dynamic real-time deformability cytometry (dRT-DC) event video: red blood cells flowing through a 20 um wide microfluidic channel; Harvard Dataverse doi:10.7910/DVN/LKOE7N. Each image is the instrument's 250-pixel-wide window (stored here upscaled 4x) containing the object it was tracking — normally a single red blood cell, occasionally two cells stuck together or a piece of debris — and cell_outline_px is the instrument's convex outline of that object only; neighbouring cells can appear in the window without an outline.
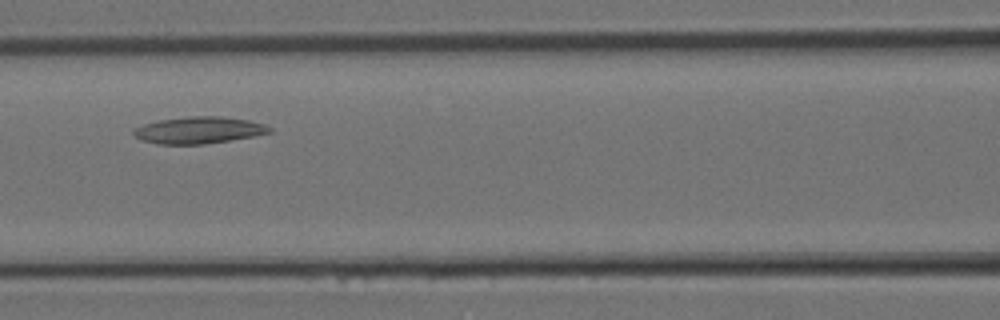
{"species": "Egyptian fruit bat (a non-hibernating species)", "species_latin": "Rousettus aegyptiacus", "temperature_condition": "room temperature", "stored_images_in_passage": 9, "camera_frame_rate_fps": 3000, "um_per_image_px": 0.085, "animal": {"sex": "female"}, "frame": {"image": 1, "passage_image": 6, "time_ms": 1.667, "image_size_px": [1000, 320], "cell_outline_px": [[272, 132], [252, 136], [204, 144], [160, 144], [140, 140], [132, 132], [136, 128], [144, 124], [160, 120], [188, 116], [220, 116], [248, 120], [264, 124], [272, 128]], "centroid_in_image_um": [16.9, 11.06], "position_along_channel_um": 149.7, "area_um2": 20.98}}
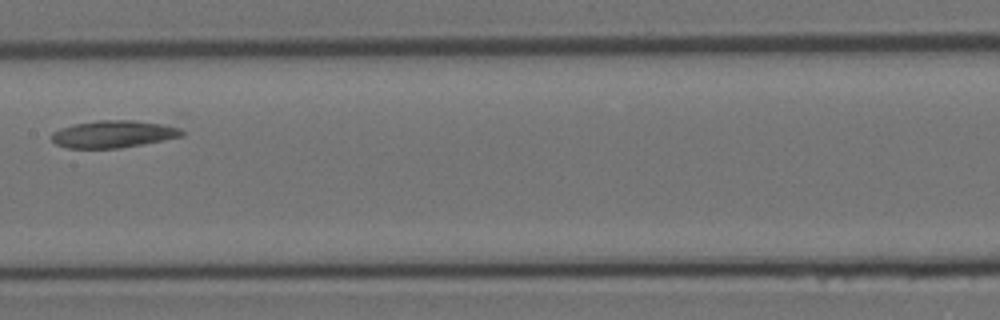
{"frame": {"image": 2, "passage_image": 8, "time_ms": 2.333, "image_size_px": [1000, 320], "cell_outline_px": [[184, 136], [164, 140], [120, 148], [68, 148], [56, 144], [52, 140], [52, 132], [60, 128], [76, 124], [96, 120], [136, 120], [164, 124], [180, 128], [184, 132]], "centroid_in_image_um": [9.66, 11.39], "position_along_channel_um": 197.7, "area_um2": 20.69}}